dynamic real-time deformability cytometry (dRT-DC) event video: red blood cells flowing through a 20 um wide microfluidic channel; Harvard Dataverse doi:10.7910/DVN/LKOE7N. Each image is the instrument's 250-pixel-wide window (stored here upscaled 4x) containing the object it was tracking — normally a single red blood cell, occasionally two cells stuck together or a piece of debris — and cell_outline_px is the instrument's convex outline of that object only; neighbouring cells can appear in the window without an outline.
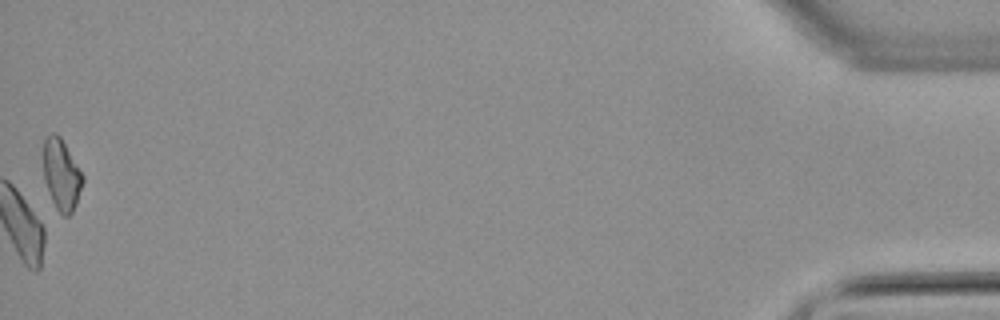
{"species": "common noctule bat (a hibernating species)", "species_latin": "Nyctalus noctula", "temperature_condition": "warm", "stored_images_in_passage": 60, "camera_frame_rate_fps": 3000, "um_per_image_px": 0.085, "animal": {"sex": "male", "body_mass_g": 21.5, "forearm_length_mm": 52.0}, "frame": {"image": 1, "passage_image": 60, "time_ms": 19.667, "image_size_px": [1000, 320], "cell_outline_px": [[84, 180], [76, 204], [72, 212], [68, 216], [64, 216], [56, 208], [52, 200], [44, 180], [40, 156], [44, 140], [52, 132], [56, 132], [60, 136], [84, 176]], "centroid_in_image_um": [5.18, 14.79], "position_along_channel_um": 430.0, "area_um2": 16.65}}